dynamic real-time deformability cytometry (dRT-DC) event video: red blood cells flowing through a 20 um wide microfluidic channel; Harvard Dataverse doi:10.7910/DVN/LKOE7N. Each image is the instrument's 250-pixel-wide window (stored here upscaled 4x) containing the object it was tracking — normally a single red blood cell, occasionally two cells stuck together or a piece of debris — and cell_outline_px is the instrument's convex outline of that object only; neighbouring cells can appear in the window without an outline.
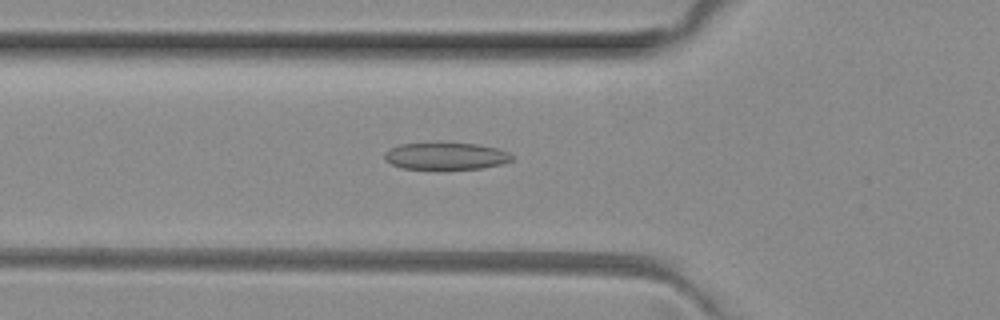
{"species": "common noctule bat (a hibernating species)", "species_latin": "Nyctalus noctula", "temperature_condition": "room temperature", "stored_images_in_passage": 47, "camera_frame_rate_fps": 3000, "um_per_image_px": 0.085, "animal": {"sex": "female", "body_mass_g": 29.2, "forearm_length_mm": 56.3}, "frame": {"image": 1, "passage_image": 17, "time_ms": 5.333, "image_size_px": [1000, 320], "cell_outline_px": [[512, 160], [500, 164], [484, 168], [436, 172], [400, 168], [384, 160], [384, 156], [392, 148], [400, 144], [476, 144], [496, 148], [508, 152], [512, 156]], "centroid_in_image_um": [37.88, 13.34], "position_along_channel_um": 87.9, "area_um2": 20.52}}
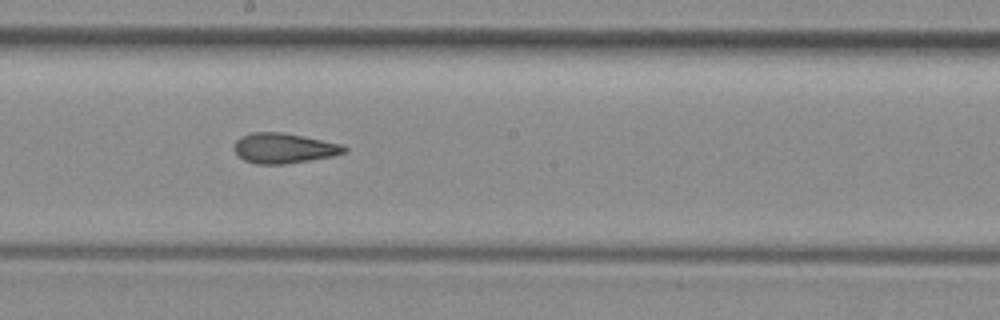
{"frame": {"image": 2, "passage_image": 27, "time_ms": 8.667, "image_size_px": [1000, 320], "cell_outline_px": [[348, 148], [344, 152], [332, 156], [284, 164], [256, 164], [244, 160], [236, 152], [236, 140], [240, 136], [252, 132], [280, 132], [340, 144]], "centroid_in_image_um": [24.09, 12.6], "position_along_channel_um": 224.1, "area_um2": 18.84}}
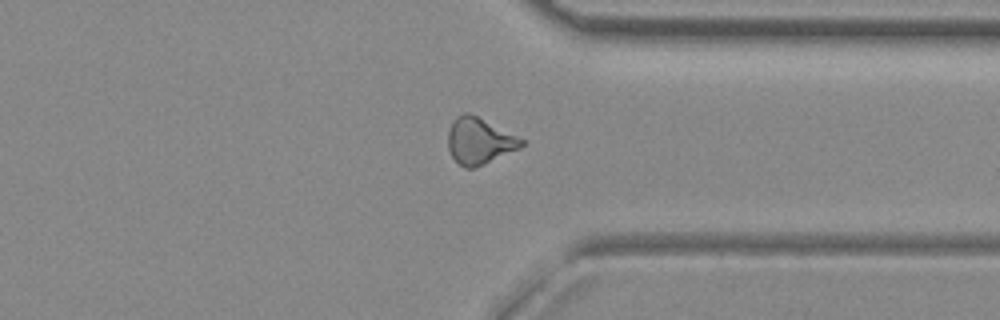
{"frame": {"image": 3, "passage_image": 38, "time_ms": 12.333, "image_size_px": [1000, 320], "cell_outline_px": [[524, 144], [520, 148], [484, 164], [472, 168], [464, 168], [452, 156], [448, 148], [448, 132], [456, 116], [464, 112], [468, 112], [524, 140]], "centroid_in_image_um": [40.72, 11.99], "position_along_channel_um": 370.7, "area_um2": 19.36}, "authors_computed_cell_mechanics": {"area_um2": 19.5364, "velocity_mm_per_s": 4.0701, "shape_relaxation_time_tau1_ms": null, "shape_relaxation_time_tau2_ms": 2.3011, "deformation_change_tau1": null, "deformation_change_tau2": 0.1085}}